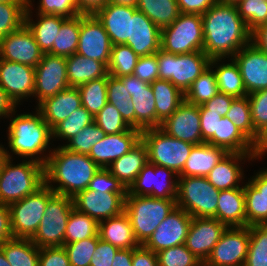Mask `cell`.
<instances>
[{"label": "cell", "mask_w": 267, "mask_h": 266, "mask_svg": "<svg viewBox=\"0 0 267 266\" xmlns=\"http://www.w3.org/2000/svg\"><path fill=\"white\" fill-rule=\"evenodd\" d=\"M203 52L210 58H232L251 42V32L236 5L216 2L202 14Z\"/></svg>", "instance_id": "obj_1"}, {"label": "cell", "mask_w": 267, "mask_h": 266, "mask_svg": "<svg viewBox=\"0 0 267 266\" xmlns=\"http://www.w3.org/2000/svg\"><path fill=\"white\" fill-rule=\"evenodd\" d=\"M52 150L44 165L45 183L56 194L71 198L87 189L100 167L86 154L70 152L63 146ZM52 183L59 185L54 187Z\"/></svg>", "instance_id": "obj_2"}, {"label": "cell", "mask_w": 267, "mask_h": 266, "mask_svg": "<svg viewBox=\"0 0 267 266\" xmlns=\"http://www.w3.org/2000/svg\"><path fill=\"white\" fill-rule=\"evenodd\" d=\"M35 109V114L23 113L15 117L14 111L8 116L11 119L7 134L8 146L13 154L26 159L32 158L45 165L49 154L44 156V151L49 148V142L52 140V129L43 120L40 111Z\"/></svg>", "instance_id": "obj_3"}, {"label": "cell", "mask_w": 267, "mask_h": 266, "mask_svg": "<svg viewBox=\"0 0 267 266\" xmlns=\"http://www.w3.org/2000/svg\"><path fill=\"white\" fill-rule=\"evenodd\" d=\"M7 157L0 167V204L9 205L34 193L45 183L44 165L29 159L12 164Z\"/></svg>", "instance_id": "obj_4"}, {"label": "cell", "mask_w": 267, "mask_h": 266, "mask_svg": "<svg viewBox=\"0 0 267 266\" xmlns=\"http://www.w3.org/2000/svg\"><path fill=\"white\" fill-rule=\"evenodd\" d=\"M176 206V200L126 195L124 211L138 243L144 244Z\"/></svg>", "instance_id": "obj_5"}, {"label": "cell", "mask_w": 267, "mask_h": 266, "mask_svg": "<svg viewBox=\"0 0 267 266\" xmlns=\"http://www.w3.org/2000/svg\"><path fill=\"white\" fill-rule=\"evenodd\" d=\"M159 67V79L169 80L184 94L192 83L205 72L211 59L203 51L187 54H172L159 50L156 52Z\"/></svg>", "instance_id": "obj_6"}, {"label": "cell", "mask_w": 267, "mask_h": 266, "mask_svg": "<svg viewBox=\"0 0 267 266\" xmlns=\"http://www.w3.org/2000/svg\"><path fill=\"white\" fill-rule=\"evenodd\" d=\"M141 140L147 147L148 161L173 170L179 175L194 144L175 139L160 127L141 131Z\"/></svg>", "instance_id": "obj_7"}, {"label": "cell", "mask_w": 267, "mask_h": 266, "mask_svg": "<svg viewBox=\"0 0 267 266\" xmlns=\"http://www.w3.org/2000/svg\"><path fill=\"white\" fill-rule=\"evenodd\" d=\"M177 206L192 218H213L216 215L220 190L206 177L178 176Z\"/></svg>", "instance_id": "obj_8"}, {"label": "cell", "mask_w": 267, "mask_h": 266, "mask_svg": "<svg viewBox=\"0 0 267 266\" xmlns=\"http://www.w3.org/2000/svg\"><path fill=\"white\" fill-rule=\"evenodd\" d=\"M202 15L180 13L169 26L161 29L160 49L172 54L203 51Z\"/></svg>", "instance_id": "obj_9"}, {"label": "cell", "mask_w": 267, "mask_h": 266, "mask_svg": "<svg viewBox=\"0 0 267 266\" xmlns=\"http://www.w3.org/2000/svg\"><path fill=\"white\" fill-rule=\"evenodd\" d=\"M55 192L44 183L34 193L8 205L14 238L31 239L36 233L48 200Z\"/></svg>", "instance_id": "obj_10"}, {"label": "cell", "mask_w": 267, "mask_h": 266, "mask_svg": "<svg viewBox=\"0 0 267 266\" xmlns=\"http://www.w3.org/2000/svg\"><path fill=\"white\" fill-rule=\"evenodd\" d=\"M73 207L71 197L55 193L48 200L39 227L30 240L38 248L62 247L67 221Z\"/></svg>", "instance_id": "obj_11"}, {"label": "cell", "mask_w": 267, "mask_h": 266, "mask_svg": "<svg viewBox=\"0 0 267 266\" xmlns=\"http://www.w3.org/2000/svg\"><path fill=\"white\" fill-rule=\"evenodd\" d=\"M160 174L166 175L165 179ZM174 177L178 178V175L173 170L148 161L127 189L126 195L176 200L178 179L173 180Z\"/></svg>", "instance_id": "obj_12"}, {"label": "cell", "mask_w": 267, "mask_h": 266, "mask_svg": "<svg viewBox=\"0 0 267 266\" xmlns=\"http://www.w3.org/2000/svg\"><path fill=\"white\" fill-rule=\"evenodd\" d=\"M250 243V226L227 227L203 266H244Z\"/></svg>", "instance_id": "obj_13"}, {"label": "cell", "mask_w": 267, "mask_h": 266, "mask_svg": "<svg viewBox=\"0 0 267 266\" xmlns=\"http://www.w3.org/2000/svg\"><path fill=\"white\" fill-rule=\"evenodd\" d=\"M69 87L66 57L43 53L41 61L35 67L33 96L37 98V103Z\"/></svg>", "instance_id": "obj_14"}, {"label": "cell", "mask_w": 267, "mask_h": 266, "mask_svg": "<svg viewBox=\"0 0 267 266\" xmlns=\"http://www.w3.org/2000/svg\"><path fill=\"white\" fill-rule=\"evenodd\" d=\"M112 43L102 23L94 14H80L77 54L109 64Z\"/></svg>", "instance_id": "obj_15"}, {"label": "cell", "mask_w": 267, "mask_h": 266, "mask_svg": "<svg viewBox=\"0 0 267 266\" xmlns=\"http://www.w3.org/2000/svg\"><path fill=\"white\" fill-rule=\"evenodd\" d=\"M43 52L37 44L34 34L24 23L18 30L10 32L0 40V58L36 67Z\"/></svg>", "instance_id": "obj_16"}, {"label": "cell", "mask_w": 267, "mask_h": 266, "mask_svg": "<svg viewBox=\"0 0 267 266\" xmlns=\"http://www.w3.org/2000/svg\"><path fill=\"white\" fill-rule=\"evenodd\" d=\"M191 222L192 217L176 206L143 245L157 253L163 249L184 244Z\"/></svg>", "instance_id": "obj_17"}, {"label": "cell", "mask_w": 267, "mask_h": 266, "mask_svg": "<svg viewBox=\"0 0 267 266\" xmlns=\"http://www.w3.org/2000/svg\"><path fill=\"white\" fill-rule=\"evenodd\" d=\"M126 194L85 189L77 193L72 199L75 209L100 222L124 211Z\"/></svg>", "instance_id": "obj_18"}, {"label": "cell", "mask_w": 267, "mask_h": 266, "mask_svg": "<svg viewBox=\"0 0 267 266\" xmlns=\"http://www.w3.org/2000/svg\"><path fill=\"white\" fill-rule=\"evenodd\" d=\"M232 58L240 69L247 94L267 89V54L250 42Z\"/></svg>", "instance_id": "obj_19"}, {"label": "cell", "mask_w": 267, "mask_h": 266, "mask_svg": "<svg viewBox=\"0 0 267 266\" xmlns=\"http://www.w3.org/2000/svg\"><path fill=\"white\" fill-rule=\"evenodd\" d=\"M160 128L169 136L194 145L202 144L199 106L184 101Z\"/></svg>", "instance_id": "obj_20"}, {"label": "cell", "mask_w": 267, "mask_h": 266, "mask_svg": "<svg viewBox=\"0 0 267 266\" xmlns=\"http://www.w3.org/2000/svg\"><path fill=\"white\" fill-rule=\"evenodd\" d=\"M226 228L216 218H192L184 245L204 263Z\"/></svg>", "instance_id": "obj_21"}, {"label": "cell", "mask_w": 267, "mask_h": 266, "mask_svg": "<svg viewBox=\"0 0 267 266\" xmlns=\"http://www.w3.org/2000/svg\"><path fill=\"white\" fill-rule=\"evenodd\" d=\"M120 79L131 95L130 100L135 110V128L140 131L156 128V103L151 85L134 75Z\"/></svg>", "instance_id": "obj_22"}, {"label": "cell", "mask_w": 267, "mask_h": 266, "mask_svg": "<svg viewBox=\"0 0 267 266\" xmlns=\"http://www.w3.org/2000/svg\"><path fill=\"white\" fill-rule=\"evenodd\" d=\"M34 83L35 67L0 58V86L16 105L33 97Z\"/></svg>", "instance_id": "obj_23"}, {"label": "cell", "mask_w": 267, "mask_h": 266, "mask_svg": "<svg viewBox=\"0 0 267 266\" xmlns=\"http://www.w3.org/2000/svg\"><path fill=\"white\" fill-rule=\"evenodd\" d=\"M140 139L141 131L136 128L106 135L91 148L88 156L100 168H107L112 162L128 153Z\"/></svg>", "instance_id": "obj_24"}, {"label": "cell", "mask_w": 267, "mask_h": 266, "mask_svg": "<svg viewBox=\"0 0 267 266\" xmlns=\"http://www.w3.org/2000/svg\"><path fill=\"white\" fill-rule=\"evenodd\" d=\"M136 11L137 7L135 6L108 2L104 7L97 10L94 15L102 23L112 45H124L130 39L131 19Z\"/></svg>", "instance_id": "obj_25"}, {"label": "cell", "mask_w": 267, "mask_h": 266, "mask_svg": "<svg viewBox=\"0 0 267 266\" xmlns=\"http://www.w3.org/2000/svg\"><path fill=\"white\" fill-rule=\"evenodd\" d=\"M161 29L143 12L137 10L131 19L129 46L139 57L154 54L160 50Z\"/></svg>", "instance_id": "obj_26"}, {"label": "cell", "mask_w": 267, "mask_h": 266, "mask_svg": "<svg viewBox=\"0 0 267 266\" xmlns=\"http://www.w3.org/2000/svg\"><path fill=\"white\" fill-rule=\"evenodd\" d=\"M82 106L77 87H69L37 104L43 120L53 129Z\"/></svg>", "instance_id": "obj_27"}, {"label": "cell", "mask_w": 267, "mask_h": 266, "mask_svg": "<svg viewBox=\"0 0 267 266\" xmlns=\"http://www.w3.org/2000/svg\"><path fill=\"white\" fill-rule=\"evenodd\" d=\"M246 158L248 161L254 160L253 154L226 153L206 178L218 190L243 188L239 185L244 177L240 163L245 162Z\"/></svg>", "instance_id": "obj_28"}, {"label": "cell", "mask_w": 267, "mask_h": 266, "mask_svg": "<svg viewBox=\"0 0 267 266\" xmlns=\"http://www.w3.org/2000/svg\"><path fill=\"white\" fill-rule=\"evenodd\" d=\"M216 218L227 227L246 226V203L243 188L220 190Z\"/></svg>", "instance_id": "obj_29"}, {"label": "cell", "mask_w": 267, "mask_h": 266, "mask_svg": "<svg viewBox=\"0 0 267 266\" xmlns=\"http://www.w3.org/2000/svg\"><path fill=\"white\" fill-rule=\"evenodd\" d=\"M147 162V147L140 139L128 153L112 162L107 169L128 189Z\"/></svg>", "instance_id": "obj_30"}, {"label": "cell", "mask_w": 267, "mask_h": 266, "mask_svg": "<svg viewBox=\"0 0 267 266\" xmlns=\"http://www.w3.org/2000/svg\"><path fill=\"white\" fill-rule=\"evenodd\" d=\"M99 238L118 249L136 248L140 244L135 238L128 215L121 214L99 222Z\"/></svg>", "instance_id": "obj_31"}, {"label": "cell", "mask_w": 267, "mask_h": 266, "mask_svg": "<svg viewBox=\"0 0 267 266\" xmlns=\"http://www.w3.org/2000/svg\"><path fill=\"white\" fill-rule=\"evenodd\" d=\"M32 1L27 0L25 24L34 34L35 40L43 53L52 50L54 40L59 33L62 23L67 19L60 15L39 14L37 23L31 19ZM31 9V10H30Z\"/></svg>", "instance_id": "obj_32"}, {"label": "cell", "mask_w": 267, "mask_h": 266, "mask_svg": "<svg viewBox=\"0 0 267 266\" xmlns=\"http://www.w3.org/2000/svg\"><path fill=\"white\" fill-rule=\"evenodd\" d=\"M226 153L224 149L208 143L194 145L178 176L207 177Z\"/></svg>", "instance_id": "obj_33"}, {"label": "cell", "mask_w": 267, "mask_h": 266, "mask_svg": "<svg viewBox=\"0 0 267 266\" xmlns=\"http://www.w3.org/2000/svg\"><path fill=\"white\" fill-rule=\"evenodd\" d=\"M67 79L70 87H78L89 81L105 77L107 66L94 59L74 53L66 57Z\"/></svg>", "instance_id": "obj_34"}, {"label": "cell", "mask_w": 267, "mask_h": 266, "mask_svg": "<svg viewBox=\"0 0 267 266\" xmlns=\"http://www.w3.org/2000/svg\"><path fill=\"white\" fill-rule=\"evenodd\" d=\"M150 85L155 97L158 128L185 101V94L169 80L158 79Z\"/></svg>", "instance_id": "obj_35"}, {"label": "cell", "mask_w": 267, "mask_h": 266, "mask_svg": "<svg viewBox=\"0 0 267 266\" xmlns=\"http://www.w3.org/2000/svg\"><path fill=\"white\" fill-rule=\"evenodd\" d=\"M208 144L227 153L252 154V142L226 116L218 121L217 135H213Z\"/></svg>", "instance_id": "obj_36"}, {"label": "cell", "mask_w": 267, "mask_h": 266, "mask_svg": "<svg viewBox=\"0 0 267 266\" xmlns=\"http://www.w3.org/2000/svg\"><path fill=\"white\" fill-rule=\"evenodd\" d=\"M221 60H224V58L211 59L209 65L210 68L216 67L215 71L213 70V72L216 77L219 92L235 98L247 96L248 94L246 92L243 78L241 77L240 69L237 63L232 58L230 59L232 60L230 63L219 64Z\"/></svg>", "instance_id": "obj_37"}, {"label": "cell", "mask_w": 267, "mask_h": 266, "mask_svg": "<svg viewBox=\"0 0 267 266\" xmlns=\"http://www.w3.org/2000/svg\"><path fill=\"white\" fill-rule=\"evenodd\" d=\"M0 249L11 266H39L40 248L30 239L13 238L4 242Z\"/></svg>", "instance_id": "obj_38"}, {"label": "cell", "mask_w": 267, "mask_h": 266, "mask_svg": "<svg viewBox=\"0 0 267 266\" xmlns=\"http://www.w3.org/2000/svg\"><path fill=\"white\" fill-rule=\"evenodd\" d=\"M136 7L160 29L169 26L181 13L177 0H138Z\"/></svg>", "instance_id": "obj_39"}, {"label": "cell", "mask_w": 267, "mask_h": 266, "mask_svg": "<svg viewBox=\"0 0 267 266\" xmlns=\"http://www.w3.org/2000/svg\"><path fill=\"white\" fill-rule=\"evenodd\" d=\"M131 95L124 87L120 78L109 75L107 82V101L116 107L122 118L131 127L135 128V110Z\"/></svg>", "instance_id": "obj_40"}, {"label": "cell", "mask_w": 267, "mask_h": 266, "mask_svg": "<svg viewBox=\"0 0 267 266\" xmlns=\"http://www.w3.org/2000/svg\"><path fill=\"white\" fill-rule=\"evenodd\" d=\"M80 32V14L67 18L61 25L49 54L68 57L77 52Z\"/></svg>", "instance_id": "obj_41"}, {"label": "cell", "mask_w": 267, "mask_h": 266, "mask_svg": "<svg viewBox=\"0 0 267 266\" xmlns=\"http://www.w3.org/2000/svg\"><path fill=\"white\" fill-rule=\"evenodd\" d=\"M99 222L73 207L67 221L64 244L98 235Z\"/></svg>", "instance_id": "obj_42"}, {"label": "cell", "mask_w": 267, "mask_h": 266, "mask_svg": "<svg viewBox=\"0 0 267 266\" xmlns=\"http://www.w3.org/2000/svg\"><path fill=\"white\" fill-rule=\"evenodd\" d=\"M109 74L105 77L89 81L79 85L77 88L81 97V104L93 116L108 103L107 101V82Z\"/></svg>", "instance_id": "obj_43"}, {"label": "cell", "mask_w": 267, "mask_h": 266, "mask_svg": "<svg viewBox=\"0 0 267 266\" xmlns=\"http://www.w3.org/2000/svg\"><path fill=\"white\" fill-rule=\"evenodd\" d=\"M138 59L139 56L129 46L112 45L108 74L116 78L132 75Z\"/></svg>", "instance_id": "obj_44"}, {"label": "cell", "mask_w": 267, "mask_h": 266, "mask_svg": "<svg viewBox=\"0 0 267 266\" xmlns=\"http://www.w3.org/2000/svg\"><path fill=\"white\" fill-rule=\"evenodd\" d=\"M217 93L218 84L213 68H208L191 85L185 93V101L197 106L211 100Z\"/></svg>", "instance_id": "obj_45"}, {"label": "cell", "mask_w": 267, "mask_h": 266, "mask_svg": "<svg viewBox=\"0 0 267 266\" xmlns=\"http://www.w3.org/2000/svg\"><path fill=\"white\" fill-rule=\"evenodd\" d=\"M94 117L85 107L81 106L52 129V139L58 137V139L67 140L68 142L80 130L92 124Z\"/></svg>", "instance_id": "obj_46"}, {"label": "cell", "mask_w": 267, "mask_h": 266, "mask_svg": "<svg viewBox=\"0 0 267 266\" xmlns=\"http://www.w3.org/2000/svg\"><path fill=\"white\" fill-rule=\"evenodd\" d=\"M243 186L246 203V226L267 224V201L248 181Z\"/></svg>", "instance_id": "obj_47"}, {"label": "cell", "mask_w": 267, "mask_h": 266, "mask_svg": "<svg viewBox=\"0 0 267 266\" xmlns=\"http://www.w3.org/2000/svg\"><path fill=\"white\" fill-rule=\"evenodd\" d=\"M27 1L0 2V40L25 23Z\"/></svg>", "instance_id": "obj_48"}, {"label": "cell", "mask_w": 267, "mask_h": 266, "mask_svg": "<svg viewBox=\"0 0 267 266\" xmlns=\"http://www.w3.org/2000/svg\"><path fill=\"white\" fill-rule=\"evenodd\" d=\"M244 266H267V224L250 226V243Z\"/></svg>", "instance_id": "obj_49"}, {"label": "cell", "mask_w": 267, "mask_h": 266, "mask_svg": "<svg viewBox=\"0 0 267 266\" xmlns=\"http://www.w3.org/2000/svg\"><path fill=\"white\" fill-rule=\"evenodd\" d=\"M226 117L232 121L237 129L252 143L254 142V125L251 118V109L247 96L235 98Z\"/></svg>", "instance_id": "obj_50"}, {"label": "cell", "mask_w": 267, "mask_h": 266, "mask_svg": "<svg viewBox=\"0 0 267 266\" xmlns=\"http://www.w3.org/2000/svg\"><path fill=\"white\" fill-rule=\"evenodd\" d=\"M105 136V132L93 122L80 130L68 144H63V147L73 153L88 155L91 148Z\"/></svg>", "instance_id": "obj_51"}, {"label": "cell", "mask_w": 267, "mask_h": 266, "mask_svg": "<svg viewBox=\"0 0 267 266\" xmlns=\"http://www.w3.org/2000/svg\"><path fill=\"white\" fill-rule=\"evenodd\" d=\"M236 7L251 33L267 23V1L241 0Z\"/></svg>", "instance_id": "obj_52"}, {"label": "cell", "mask_w": 267, "mask_h": 266, "mask_svg": "<svg viewBox=\"0 0 267 266\" xmlns=\"http://www.w3.org/2000/svg\"><path fill=\"white\" fill-rule=\"evenodd\" d=\"M159 266H203L184 244L163 249L157 252Z\"/></svg>", "instance_id": "obj_53"}, {"label": "cell", "mask_w": 267, "mask_h": 266, "mask_svg": "<svg viewBox=\"0 0 267 266\" xmlns=\"http://www.w3.org/2000/svg\"><path fill=\"white\" fill-rule=\"evenodd\" d=\"M99 235L64 244L71 266H90L92 254L95 252Z\"/></svg>", "instance_id": "obj_54"}, {"label": "cell", "mask_w": 267, "mask_h": 266, "mask_svg": "<svg viewBox=\"0 0 267 266\" xmlns=\"http://www.w3.org/2000/svg\"><path fill=\"white\" fill-rule=\"evenodd\" d=\"M94 118V122L106 135L118 134L131 129L116 107L110 103H107Z\"/></svg>", "instance_id": "obj_55"}, {"label": "cell", "mask_w": 267, "mask_h": 266, "mask_svg": "<svg viewBox=\"0 0 267 266\" xmlns=\"http://www.w3.org/2000/svg\"><path fill=\"white\" fill-rule=\"evenodd\" d=\"M254 125V141L258 132L267 125V89L247 95Z\"/></svg>", "instance_id": "obj_56"}, {"label": "cell", "mask_w": 267, "mask_h": 266, "mask_svg": "<svg viewBox=\"0 0 267 266\" xmlns=\"http://www.w3.org/2000/svg\"><path fill=\"white\" fill-rule=\"evenodd\" d=\"M87 189L104 193H127V189L107 168H100L94 174Z\"/></svg>", "instance_id": "obj_57"}, {"label": "cell", "mask_w": 267, "mask_h": 266, "mask_svg": "<svg viewBox=\"0 0 267 266\" xmlns=\"http://www.w3.org/2000/svg\"><path fill=\"white\" fill-rule=\"evenodd\" d=\"M37 8L39 14L60 15L73 18L81 14L76 5V0H39Z\"/></svg>", "instance_id": "obj_58"}, {"label": "cell", "mask_w": 267, "mask_h": 266, "mask_svg": "<svg viewBox=\"0 0 267 266\" xmlns=\"http://www.w3.org/2000/svg\"><path fill=\"white\" fill-rule=\"evenodd\" d=\"M132 75L149 84L158 80L159 67L156 53L139 57Z\"/></svg>", "instance_id": "obj_59"}, {"label": "cell", "mask_w": 267, "mask_h": 266, "mask_svg": "<svg viewBox=\"0 0 267 266\" xmlns=\"http://www.w3.org/2000/svg\"><path fill=\"white\" fill-rule=\"evenodd\" d=\"M39 266H71L64 247L40 248Z\"/></svg>", "instance_id": "obj_60"}, {"label": "cell", "mask_w": 267, "mask_h": 266, "mask_svg": "<svg viewBox=\"0 0 267 266\" xmlns=\"http://www.w3.org/2000/svg\"><path fill=\"white\" fill-rule=\"evenodd\" d=\"M199 113L203 143H208L213 135H217L218 121L222 116L215 112H208L202 105L199 106Z\"/></svg>", "instance_id": "obj_61"}, {"label": "cell", "mask_w": 267, "mask_h": 266, "mask_svg": "<svg viewBox=\"0 0 267 266\" xmlns=\"http://www.w3.org/2000/svg\"><path fill=\"white\" fill-rule=\"evenodd\" d=\"M119 250L117 247L99 238L95 252L91 257L90 266H111L113 258Z\"/></svg>", "instance_id": "obj_62"}, {"label": "cell", "mask_w": 267, "mask_h": 266, "mask_svg": "<svg viewBox=\"0 0 267 266\" xmlns=\"http://www.w3.org/2000/svg\"><path fill=\"white\" fill-rule=\"evenodd\" d=\"M234 99L235 97L233 96L219 92L211 100L205 102L202 106L208 110V112H215L222 117H225Z\"/></svg>", "instance_id": "obj_63"}, {"label": "cell", "mask_w": 267, "mask_h": 266, "mask_svg": "<svg viewBox=\"0 0 267 266\" xmlns=\"http://www.w3.org/2000/svg\"><path fill=\"white\" fill-rule=\"evenodd\" d=\"M217 0H177L179 10L183 14H199L207 12Z\"/></svg>", "instance_id": "obj_64"}, {"label": "cell", "mask_w": 267, "mask_h": 266, "mask_svg": "<svg viewBox=\"0 0 267 266\" xmlns=\"http://www.w3.org/2000/svg\"><path fill=\"white\" fill-rule=\"evenodd\" d=\"M132 266H159L157 253L140 244L133 248Z\"/></svg>", "instance_id": "obj_65"}, {"label": "cell", "mask_w": 267, "mask_h": 266, "mask_svg": "<svg viewBox=\"0 0 267 266\" xmlns=\"http://www.w3.org/2000/svg\"><path fill=\"white\" fill-rule=\"evenodd\" d=\"M13 238L9 207L8 205L0 204V246Z\"/></svg>", "instance_id": "obj_66"}, {"label": "cell", "mask_w": 267, "mask_h": 266, "mask_svg": "<svg viewBox=\"0 0 267 266\" xmlns=\"http://www.w3.org/2000/svg\"><path fill=\"white\" fill-rule=\"evenodd\" d=\"M267 152V125L262 128L256 137V140L252 143V154L254 159H261Z\"/></svg>", "instance_id": "obj_67"}, {"label": "cell", "mask_w": 267, "mask_h": 266, "mask_svg": "<svg viewBox=\"0 0 267 266\" xmlns=\"http://www.w3.org/2000/svg\"><path fill=\"white\" fill-rule=\"evenodd\" d=\"M107 3L108 0H76V5L81 14H94Z\"/></svg>", "instance_id": "obj_68"}, {"label": "cell", "mask_w": 267, "mask_h": 266, "mask_svg": "<svg viewBox=\"0 0 267 266\" xmlns=\"http://www.w3.org/2000/svg\"><path fill=\"white\" fill-rule=\"evenodd\" d=\"M251 42L267 54V23L251 33Z\"/></svg>", "instance_id": "obj_69"}, {"label": "cell", "mask_w": 267, "mask_h": 266, "mask_svg": "<svg viewBox=\"0 0 267 266\" xmlns=\"http://www.w3.org/2000/svg\"><path fill=\"white\" fill-rule=\"evenodd\" d=\"M16 106L17 105L14 103V101L0 86V118L3 116L7 118L17 109Z\"/></svg>", "instance_id": "obj_70"}, {"label": "cell", "mask_w": 267, "mask_h": 266, "mask_svg": "<svg viewBox=\"0 0 267 266\" xmlns=\"http://www.w3.org/2000/svg\"><path fill=\"white\" fill-rule=\"evenodd\" d=\"M248 181L263 195L267 201V168L260 170Z\"/></svg>", "instance_id": "obj_71"}, {"label": "cell", "mask_w": 267, "mask_h": 266, "mask_svg": "<svg viewBox=\"0 0 267 266\" xmlns=\"http://www.w3.org/2000/svg\"><path fill=\"white\" fill-rule=\"evenodd\" d=\"M133 248L120 249L115 257L111 266H132Z\"/></svg>", "instance_id": "obj_72"}, {"label": "cell", "mask_w": 267, "mask_h": 266, "mask_svg": "<svg viewBox=\"0 0 267 266\" xmlns=\"http://www.w3.org/2000/svg\"><path fill=\"white\" fill-rule=\"evenodd\" d=\"M138 0H108L109 3H115L125 6H135L137 5Z\"/></svg>", "instance_id": "obj_73"}, {"label": "cell", "mask_w": 267, "mask_h": 266, "mask_svg": "<svg viewBox=\"0 0 267 266\" xmlns=\"http://www.w3.org/2000/svg\"><path fill=\"white\" fill-rule=\"evenodd\" d=\"M7 157L12 158V155H10L9 150L7 151L4 146L0 145V167Z\"/></svg>", "instance_id": "obj_74"}, {"label": "cell", "mask_w": 267, "mask_h": 266, "mask_svg": "<svg viewBox=\"0 0 267 266\" xmlns=\"http://www.w3.org/2000/svg\"><path fill=\"white\" fill-rule=\"evenodd\" d=\"M0 266H11L7 261L3 251L0 249Z\"/></svg>", "instance_id": "obj_75"}, {"label": "cell", "mask_w": 267, "mask_h": 266, "mask_svg": "<svg viewBox=\"0 0 267 266\" xmlns=\"http://www.w3.org/2000/svg\"><path fill=\"white\" fill-rule=\"evenodd\" d=\"M241 0H217L219 3L237 5Z\"/></svg>", "instance_id": "obj_76"}, {"label": "cell", "mask_w": 267, "mask_h": 266, "mask_svg": "<svg viewBox=\"0 0 267 266\" xmlns=\"http://www.w3.org/2000/svg\"><path fill=\"white\" fill-rule=\"evenodd\" d=\"M9 1H27V0H0V2H9Z\"/></svg>", "instance_id": "obj_77"}]
</instances>
